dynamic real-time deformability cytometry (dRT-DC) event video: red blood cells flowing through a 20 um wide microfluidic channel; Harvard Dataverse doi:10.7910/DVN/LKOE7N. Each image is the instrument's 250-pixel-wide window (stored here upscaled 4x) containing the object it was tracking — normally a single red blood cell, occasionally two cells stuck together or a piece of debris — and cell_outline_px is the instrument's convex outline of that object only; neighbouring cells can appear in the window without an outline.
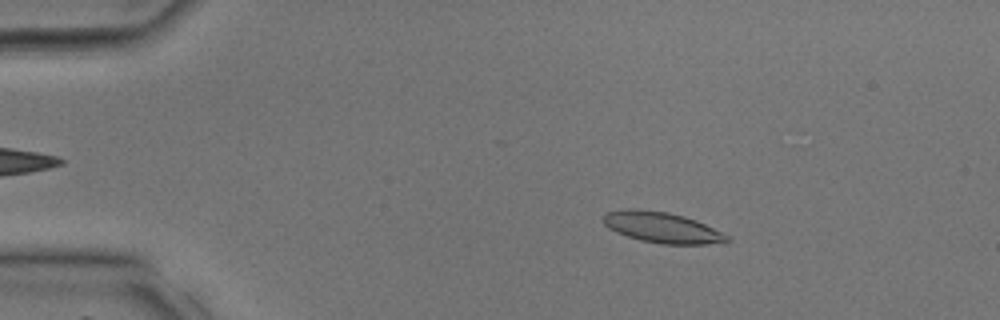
{"species": "common noctule bat (a hibernating species)", "species_latin": "Nyctalus noctula", "temperature_condition": "room temperature", "stored_images_in_passage": 30, "camera_frame_rate_fps": 3000, "um_per_image_px": 0.085, "animal": {"sex": "male", "body_mass_g": 17.9, "forearm_length_mm": 54.2}, "frame": {"image": 1, "passage_image": 6, "time_ms": 1.667, "image_size_px": [1000, 320], "cell_outline_px": [[728, 240], [704, 244], [664, 244], [640, 240], [616, 232], [608, 228], [600, 220], [604, 212], [628, 208], [640, 208], [668, 212], [684, 216], [696, 220], [728, 236]], "centroid_in_image_um": [56.14, 19.3], "position_along_channel_um": 28.9, "area_um2": 22.08}}
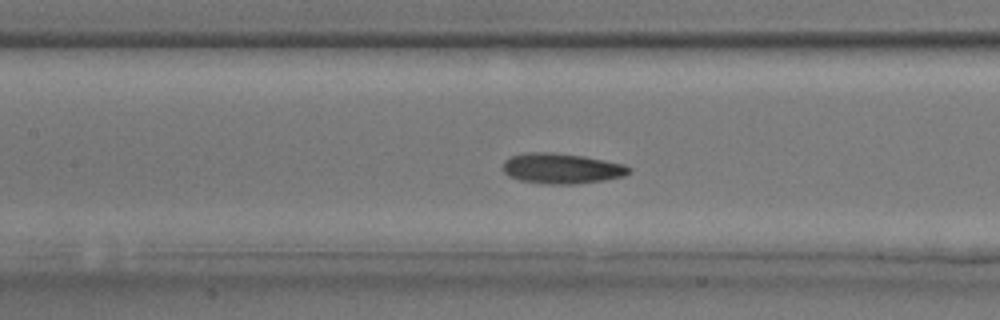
{"frame": {"image": 2, "passage_image": 17, "time_ms": 5.333, "image_size_px": [1000, 320], "cell_outline_px": [[632, 172], [624, 176], [604, 180], [572, 184], [548, 184], [520, 180], [508, 176], [504, 172], [504, 160], [512, 156], [524, 152], [552, 152], [584, 156], [624, 164], [632, 168]], "centroid_in_image_um": [47.76, 14.31], "position_along_channel_um": 159.6, "area_um2": 22.37}}
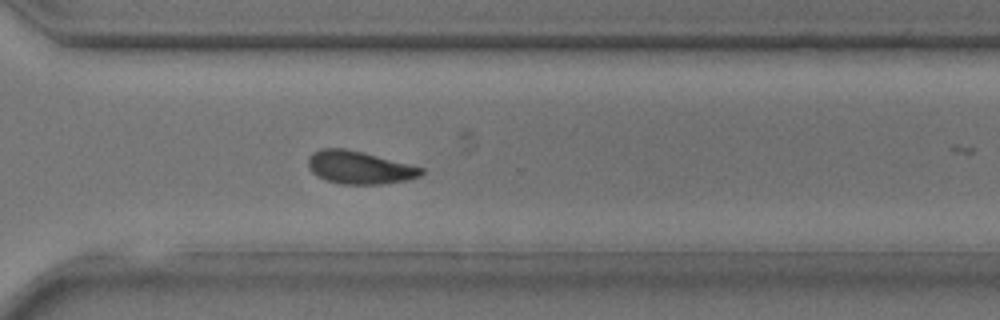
{"frame": {"image": 3, "passage_image": 27, "time_ms": 8.667, "image_size_px": [1000, 320], "cell_outline_px": [[424, 172], [420, 176], [404, 180], [380, 184], [340, 184], [324, 180], [316, 176], [308, 168], [308, 156], [312, 152], [320, 148], [344, 148], [424, 168]], "centroid_in_image_um": [30.47, 14.24], "position_along_channel_um": 340.1, "area_um2": 21.5}}